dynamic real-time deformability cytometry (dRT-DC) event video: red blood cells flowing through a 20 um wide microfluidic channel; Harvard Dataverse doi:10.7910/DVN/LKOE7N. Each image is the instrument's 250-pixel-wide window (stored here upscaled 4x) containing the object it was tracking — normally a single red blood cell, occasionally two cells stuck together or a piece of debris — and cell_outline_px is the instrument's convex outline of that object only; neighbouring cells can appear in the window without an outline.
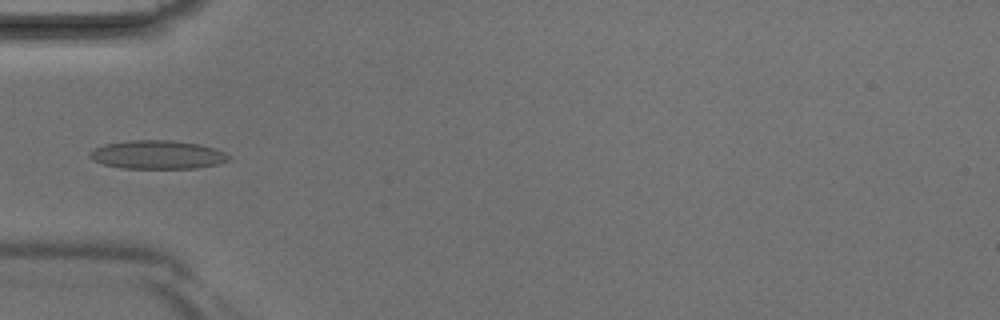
{"species": "Egyptian fruit bat (a non-hibernating species)", "species_latin": "Rousettus aegyptiacus", "temperature_condition": "room temperature", "stored_images_in_passage": 4, "camera_frame_rate_fps": 3000, "um_per_image_px": 0.085, "animal": {"sex": "male"}, "frame": {"image": 1, "passage_image": 4, "time_ms": 1.0, "image_size_px": [1000, 320], "cell_outline_px": [[228, 160], [220, 164], [196, 168], [124, 168], [104, 164], [92, 160], [88, 156], [88, 152], [104, 144], [128, 140], [172, 140], [200, 144], [216, 148], [224, 152], [228, 156]], "centroid_in_image_um": [13.38, 13.14], "position_along_channel_um": 71.6, "area_um2": 23.18}}